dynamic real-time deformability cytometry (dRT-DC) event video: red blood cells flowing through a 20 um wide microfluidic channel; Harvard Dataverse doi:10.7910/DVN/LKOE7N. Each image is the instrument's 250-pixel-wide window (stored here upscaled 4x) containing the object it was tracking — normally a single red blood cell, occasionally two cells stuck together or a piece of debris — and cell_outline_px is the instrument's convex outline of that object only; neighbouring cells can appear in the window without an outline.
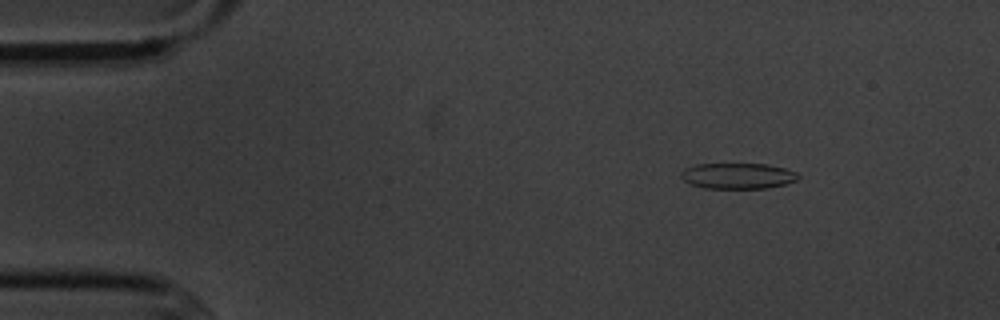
{"species": "common noctule bat (a hibernating species)", "species_latin": "Nyctalus noctula", "temperature_condition": "cold", "stored_images_in_passage": 15, "camera_frame_rate_fps": 3000, "um_per_image_px": 0.085, "animal": {"sex": "male", "body_mass_g": 20.1, "forearm_length_mm": 53.5}, "frame": {"image": 1, "passage_image": 3, "time_ms": 2.333, "image_size_px": [1000, 320], "cell_outline_px": [[800, 176], [796, 180], [784, 184], [768, 188], [704, 188], [692, 184], [684, 180], [680, 176], [680, 172], [684, 168], [696, 164], [768, 164], [784, 168], [796, 172]], "centroid_in_image_um": [62.69, 14.94], "position_along_channel_um": 22.3, "area_um2": 17.57}}
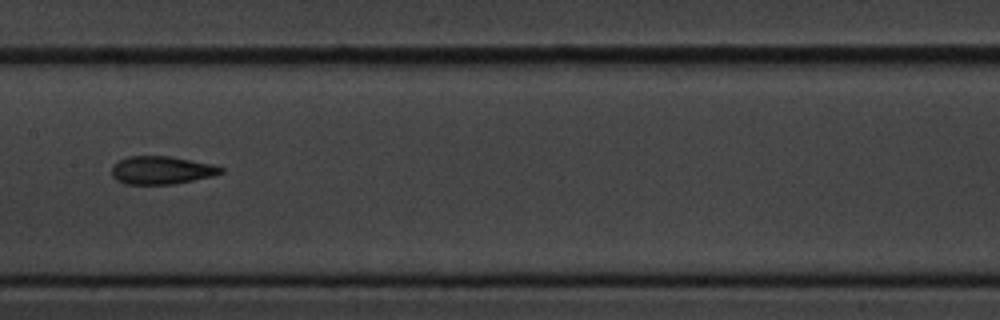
{"frame": {"image": 2, "passage_image": 8, "time_ms": 9.0, "image_size_px": [1000, 320], "cell_outline_px": [[224, 172], [212, 176], [172, 184], [124, 184], [116, 180], [112, 176], [112, 164], [128, 156], [172, 156], [212, 164], [224, 168]], "centroid_in_image_um": [13.71, 14.46], "position_along_channel_um": 193.7, "area_um2": 17.86}}
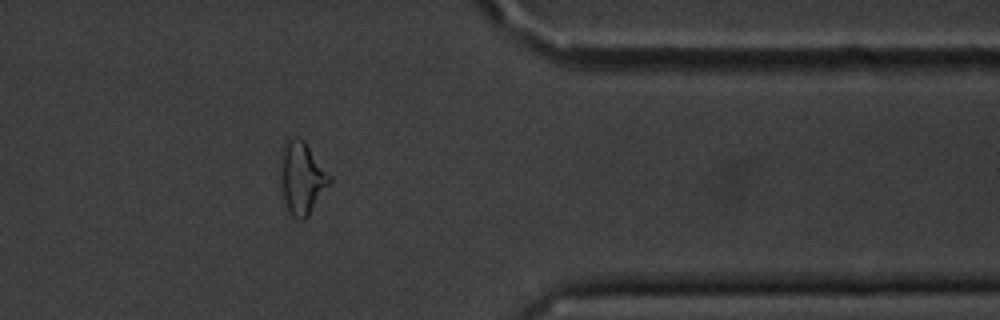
{"frame": {"image": 3, "passage_image": 13, "time_ms": 14.667, "image_size_px": [1000, 320], "cell_outline_px": [[332, 180], [308, 216], [304, 220], [300, 220], [292, 216], [284, 200], [284, 148], [288, 140], [292, 136], [296, 136], [304, 140], [332, 176]], "centroid_in_image_um": [25.76, 15.14], "position_along_channel_um": 385.6, "area_um2": 19.59}, "authors_computed_cell_mechanics": {"area_um2": 18.496, "velocity_mm_per_s": 3.6467, "shape_relaxation_time_tau1_ms": 3.9125, "shape_relaxation_time_tau2_ms": 2.4207, "deformation_change_tau1": 0.1481, "deformation_change_tau2": 0.0952}}